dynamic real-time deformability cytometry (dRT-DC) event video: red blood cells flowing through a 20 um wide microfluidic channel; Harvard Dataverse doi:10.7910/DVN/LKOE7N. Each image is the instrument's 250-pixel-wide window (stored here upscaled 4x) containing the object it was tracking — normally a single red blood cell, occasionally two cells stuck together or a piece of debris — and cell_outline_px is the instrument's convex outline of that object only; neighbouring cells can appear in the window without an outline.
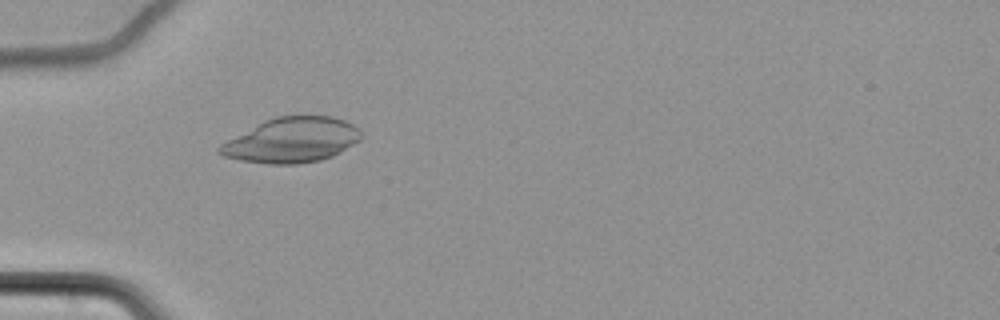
{"species": "common noctule bat (a hibernating species)", "species_latin": "Nyctalus noctula", "temperature_condition": "cold", "stored_images_in_passage": 61, "camera_frame_rate_fps": 3000, "um_per_image_px": 0.085, "animal": {"sex": "female", "body_mass_g": 22.7, "forearm_length_mm": 54.2}, "frame": {"image": 1, "passage_image": 21, "time_ms": 6.667, "image_size_px": [1000, 320], "cell_outline_px": [[364, 136], [360, 140], [340, 152], [332, 156], [320, 160], [296, 164], [268, 164], [240, 160], [224, 156], [216, 152], [216, 148], [220, 144], [264, 120], [276, 116], [332, 116], [344, 120], [360, 128]], "centroid_in_image_um": [24.81, 11.91], "position_along_channel_um": 60.2, "area_um2": 37.17}}
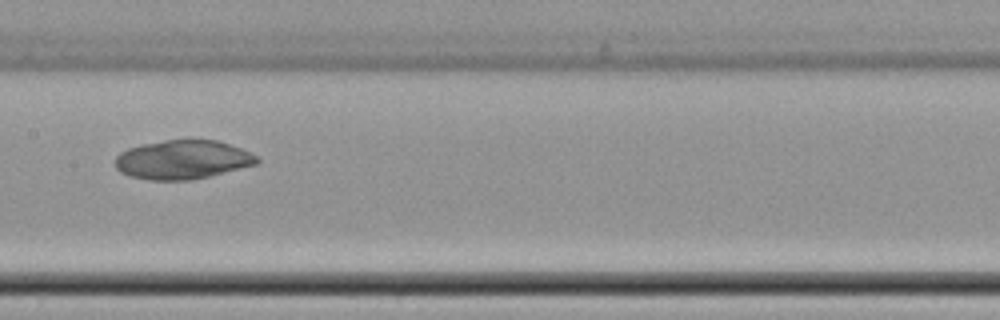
{"frame": {"image": 2, "passage_image": 33, "time_ms": 10.667, "image_size_px": [1000, 320], "cell_outline_px": [[260, 160], [256, 164], [192, 180], [148, 180], [128, 176], [120, 172], [116, 168], [116, 156], [120, 152], [128, 148], [140, 144], [164, 140], [216, 140], [240, 148], [256, 156]], "centroid_in_image_um": [15.46, 13.57], "position_along_channel_um": 191.9, "area_um2": 32.02}}
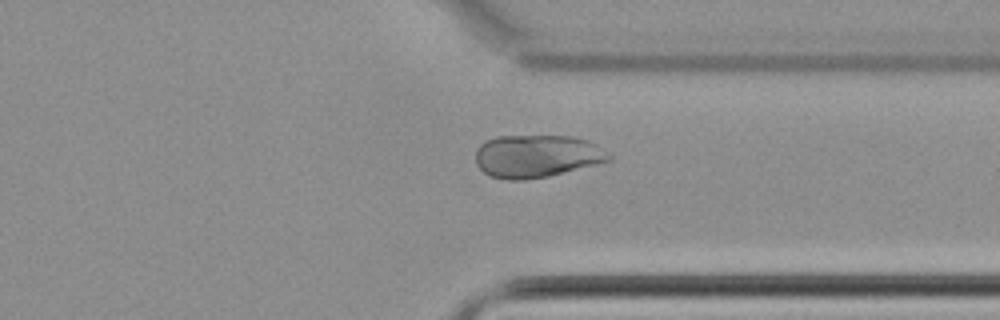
{"frame": {"image": 3, "passage_image": 48, "time_ms": 15.667, "image_size_px": [1000, 320], "cell_outline_px": [[612, 160], [548, 176], [524, 180], [508, 180], [492, 176], [484, 172], [476, 164], [476, 148], [484, 140], [496, 136], [572, 136], [588, 140], [608, 152], [612, 156]], "centroid_in_image_um": [45.61, 13.26], "position_along_channel_um": 365.8, "area_um2": 33.23}}